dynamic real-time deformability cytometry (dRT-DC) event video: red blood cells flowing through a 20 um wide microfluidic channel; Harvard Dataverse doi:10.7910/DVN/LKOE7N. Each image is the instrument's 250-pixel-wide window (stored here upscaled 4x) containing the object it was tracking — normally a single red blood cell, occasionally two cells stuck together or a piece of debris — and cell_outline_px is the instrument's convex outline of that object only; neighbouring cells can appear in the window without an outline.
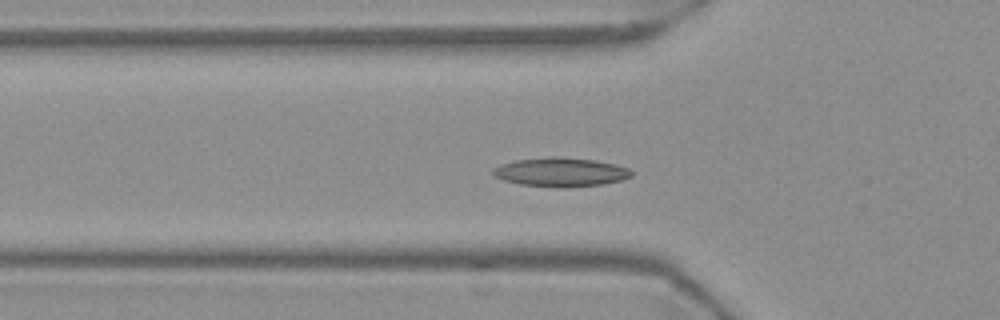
{"species": "Egyptian fruit bat (a non-hibernating species)", "species_latin": "Rousettus aegyptiacus", "temperature_condition": "warm", "stored_images_in_passage": 55, "segment_of_instrument_passage": [1, 2], "camera_frame_rate_fps": 3000, "um_per_image_px": 0.085, "frame": {"image": 1, "passage_image": 17, "time_ms": 5.333, "image_size_px": [1000, 320], "cell_outline_px": [[632, 176], [624, 180], [600, 184], [568, 188], [556, 188], [520, 184], [504, 180], [496, 176], [492, 172], [492, 168], [500, 164], [516, 160], [548, 156], [560, 156], [596, 160], [628, 168], [632, 172]], "centroid_in_image_um": [47.65, 14.63], "position_along_channel_um": 78.2, "area_um2": 23.58}}
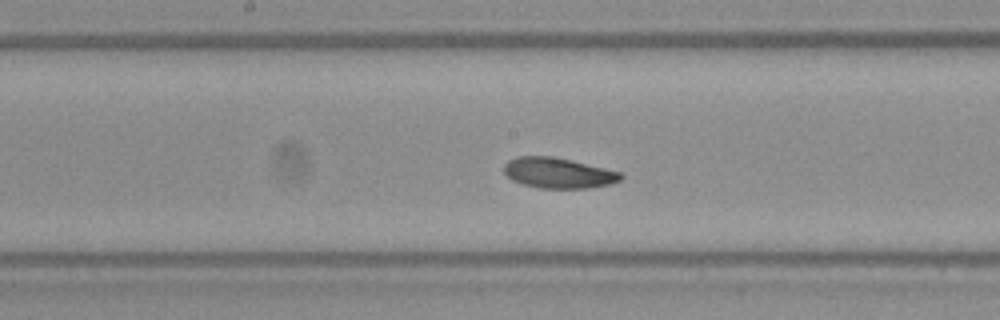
{"frame": {"image": 2, "passage_image": 27, "time_ms": 8.667, "image_size_px": [1000, 320], "cell_outline_px": [[624, 176], [620, 180], [608, 184], [588, 188], [540, 188], [524, 184], [512, 180], [504, 172], [504, 164], [508, 160], [516, 156], [552, 156], [572, 160], [620, 172]], "centroid_in_image_um": [47.43, 14.69], "position_along_channel_um": 200.8, "area_um2": 20.63}}
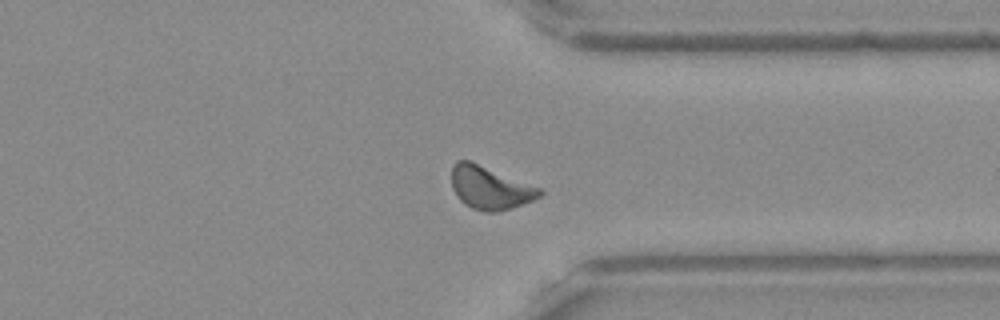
{"frame": {"image": 3, "passage_image": 41, "time_ms": 13.333, "image_size_px": [1000, 320], "cell_outline_px": [[544, 192], [540, 196], [532, 200], [512, 208], [496, 212], [484, 212], [472, 208], [464, 204], [460, 200], [452, 188], [452, 164], [456, 160], [472, 160], [544, 188]], "centroid_in_image_um": [41.68, 15.93], "position_along_channel_um": 369.7, "area_um2": 22.66}}